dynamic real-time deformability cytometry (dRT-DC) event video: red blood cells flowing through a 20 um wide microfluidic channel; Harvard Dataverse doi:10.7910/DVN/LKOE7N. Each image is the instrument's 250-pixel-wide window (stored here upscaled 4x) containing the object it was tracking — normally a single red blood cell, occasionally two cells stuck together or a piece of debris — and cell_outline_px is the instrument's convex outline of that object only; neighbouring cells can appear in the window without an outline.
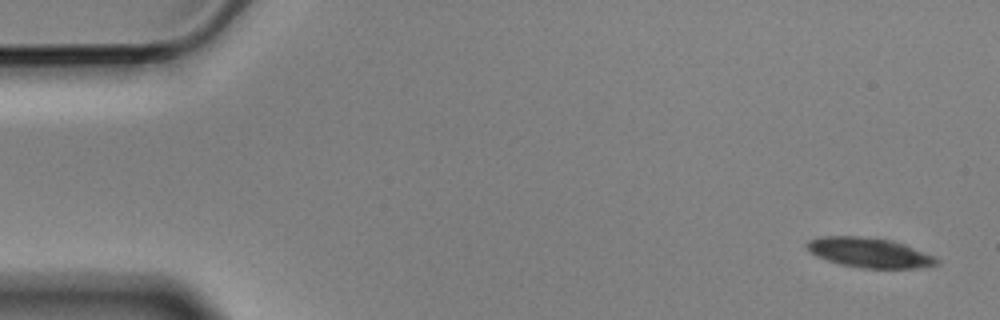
{"species": "Egyptian fruit bat (a non-hibernating species)", "species_latin": "Rousettus aegyptiacus", "temperature_condition": "cold", "stored_images_in_passage": 5, "camera_frame_rate_fps": 3000, "um_per_image_px": 0.085, "animal": {"sex": "male"}, "frame": {"image": 1, "passage_image": 1, "time_ms": 0.0, "image_size_px": [1000, 320], "cell_outline_px": [[940, 264], [916, 268], [860, 268], [840, 264], [816, 256], [804, 244], [808, 240], [820, 236], [856, 236], [884, 240], [900, 244], [912, 248], [932, 256], [940, 260]], "centroid_in_image_um": [73.83, 21.49], "position_along_channel_um": 11.2, "area_um2": 21.96}}